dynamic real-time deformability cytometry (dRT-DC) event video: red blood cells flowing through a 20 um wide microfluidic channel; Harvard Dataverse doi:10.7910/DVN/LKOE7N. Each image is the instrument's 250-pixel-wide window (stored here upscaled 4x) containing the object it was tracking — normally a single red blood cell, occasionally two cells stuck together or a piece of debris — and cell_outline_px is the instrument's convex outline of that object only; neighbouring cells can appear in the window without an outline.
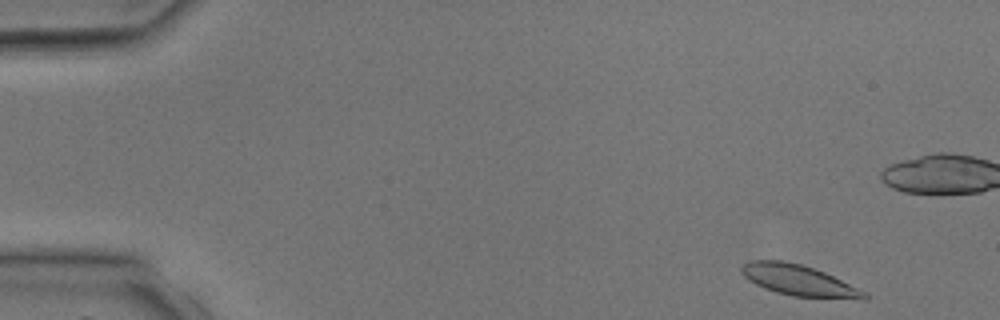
{"species": "common noctule bat (a hibernating species)", "species_latin": "Nyctalus noctula", "temperature_condition": "room temperature", "stored_images_in_passage": 2, "camera_frame_rate_fps": 3000, "um_per_image_px": 0.085, "animal": {"sex": "male", "body_mass_g": 17.9, "forearm_length_mm": 54.2}, "frame": {"image": 1, "passage_image": 2, "time_ms": 1.333, "image_size_px": [1000, 320], "cell_outline_px": [[872, 296], [868, 300], [864, 300], [792, 296], [776, 292], [764, 288], [748, 280], [740, 272], [740, 268], [748, 260], [784, 260], [800, 264], [824, 272], [868, 292]], "centroid_in_image_um": [67.95, 23.85], "position_along_channel_um": 17.0, "area_um2": 22.43}}